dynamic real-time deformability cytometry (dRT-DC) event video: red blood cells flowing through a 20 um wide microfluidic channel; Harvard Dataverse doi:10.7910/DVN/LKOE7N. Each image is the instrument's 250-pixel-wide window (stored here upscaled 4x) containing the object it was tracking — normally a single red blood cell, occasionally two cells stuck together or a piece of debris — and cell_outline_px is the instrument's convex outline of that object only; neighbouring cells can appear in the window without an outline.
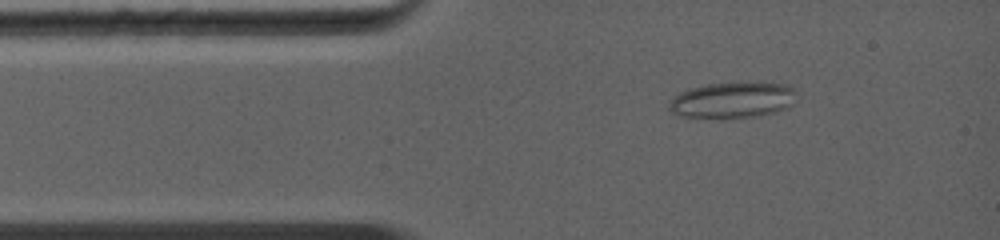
{"species": "common noctule bat (a hibernating species)", "species_latin": "Nyctalus noctula", "temperature_condition": "warm", "stored_images_in_passage": 45, "camera_frame_rate_fps": 5000, "um_per_image_px": 0.085, "animal": {"sex": "female", "body_mass_g": 19.0, "forearm_length_mm": 56.7}, "frame": {"image": 1, "passage_image": 4, "time_ms": 1.4, "image_size_px": [1000, 240], "cell_outline_px": [[792, 92], [788, 108], [776, 112], [760, 116], [720, 120], [680, 116], [672, 112], [668, 108], [668, 100], [672, 96], [680, 92], [704, 84], [788, 84], [792, 88]], "centroid_in_image_um": [62.12, 8.57], "position_along_channel_um": 22.9, "area_um2": 26.59}}
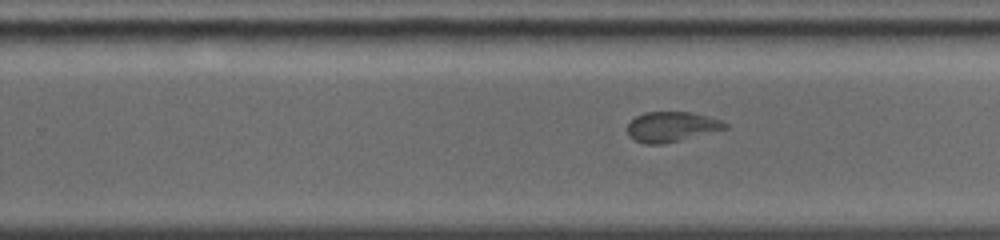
{"frame": {"image": 2, "passage_image": 23, "time_ms": 7.6, "image_size_px": [1000, 240], "cell_outline_px": [[728, 128], [660, 144], [644, 144], [628, 136], [628, 124], [636, 116], [644, 112], [692, 112], [724, 120], [728, 124]], "centroid_in_image_um": [57.09, 10.75], "position_along_channel_um": 272.7, "area_um2": 16.94}}
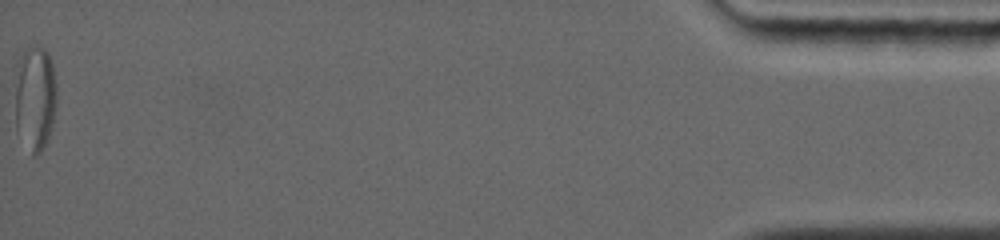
{"frame": {"image": 3, "passage_image": 45, "time_ms": 14.4, "image_size_px": [1000, 240], "cell_outline_px": [[56, 108], [52, 124], [48, 136], [40, 152], [36, 156], [32, 156], [16, 132], [16, 88], [20, 56], [28, 48], [36, 44], [44, 48], [48, 52], [52, 64], [56, 84]], "centroid_in_image_um": [2.99, 8.35], "position_along_channel_um": 432.2, "area_um2": 25.37}, "authors_computed_cell_mechanics": {"area_um2": 19.7676, "velocity_mm_per_s": 4.4632, "shape_relaxation_time_tau1_ms": null, "shape_relaxation_time_tau2_ms": 1.517, "deformation_change_tau1": null, "deformation_change_tau2": 0.0705}}